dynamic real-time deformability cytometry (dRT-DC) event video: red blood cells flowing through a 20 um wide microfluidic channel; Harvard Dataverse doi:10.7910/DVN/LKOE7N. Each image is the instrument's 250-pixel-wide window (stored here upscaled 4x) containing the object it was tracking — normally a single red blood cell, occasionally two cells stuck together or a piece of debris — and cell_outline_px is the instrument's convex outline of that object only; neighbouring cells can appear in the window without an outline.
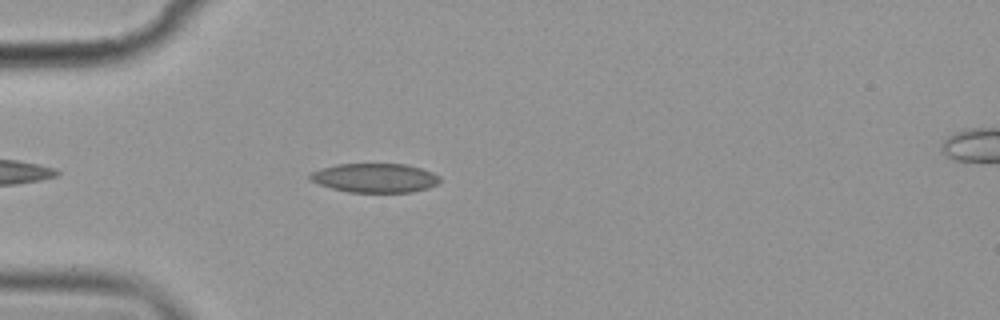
{"species": "common noctule bat (a hibernating species)", "species_latin": "Nyctalus noctula", "temperature_condition": "cold", "stored_images_in_passage": 2, "camera_frame_rate_fps": 3000, "um_per_image_px": 0.085, "animal": {"sex": "female", "body_mass_g": 19.9}, "frame": {"image": 1, "passage_image": 1, "time_ms": 0.0, "image_size_px": [1000, 320], "cell_outline_px": [[440, 180], [436, 184], [428, 188], [412, 192], [348, 192], [332, 188], [320, 184], [312, 180], [308, 176], [312, 172], [320, 168], [336, 164], [408, 164], [432, 172], [440, 176]], "centroid_in_image_um": [31.88, 15.12], "position_along_channel_um": 53.1, "area_um2": 21.96}}